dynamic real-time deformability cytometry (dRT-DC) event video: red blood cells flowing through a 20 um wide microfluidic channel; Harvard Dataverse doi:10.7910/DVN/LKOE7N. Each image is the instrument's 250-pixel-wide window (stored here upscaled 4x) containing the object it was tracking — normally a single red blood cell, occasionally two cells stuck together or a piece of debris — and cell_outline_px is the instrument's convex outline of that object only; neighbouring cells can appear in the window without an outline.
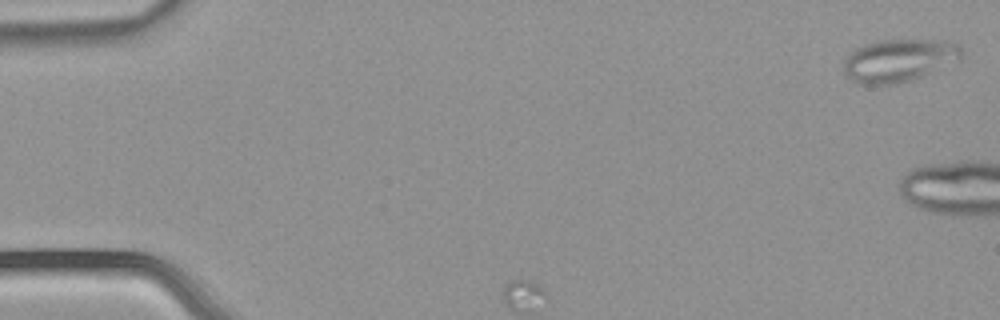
{"species": "common noctule bat (a hibernating species)", "species_latin": "Nyctalus noctula", "temperature_condition": "warm", "stored_images_in_passage": 3, "camera_frame_rate_fps": 3000, "um_per_image_px": 0.085, "animal": {"sex": "male", "body_mass_g": 21.5, "forearm_length_mm": 52.0}, "frame": {"image": 1, "passage_image": 1, "time_ms": 0.0, "image_size_px": [1000, 320], "cell_outline_px": [[960, 60], [912, 80], [896, 84], [856, 84], [844, 72], [844, 60], [856, 48], [864, 44], [880, 40], [948, 40], [960, 44]], "centroid_in_image_um": [76.41, 5.13], "position_along_channel_um": 8.6, "area_um2": 29.3}}